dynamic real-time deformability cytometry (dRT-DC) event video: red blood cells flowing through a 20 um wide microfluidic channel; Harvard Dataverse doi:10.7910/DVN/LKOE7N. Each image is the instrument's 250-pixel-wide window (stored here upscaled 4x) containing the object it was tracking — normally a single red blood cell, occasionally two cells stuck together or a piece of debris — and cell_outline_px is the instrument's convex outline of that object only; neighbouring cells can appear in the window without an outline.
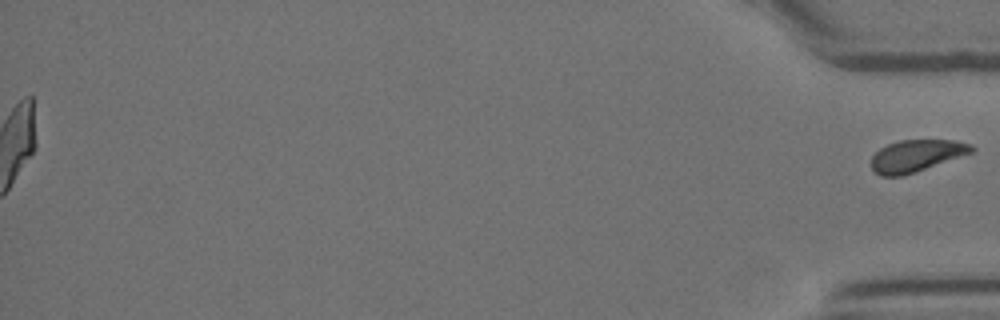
{"species": "Egyptian fruit bat (a non-hibernating species)", "species_latin": "Rousettus aegyptiacus", "temperature_condition": "room temperature", "stored_images_in_passage": 58, "segment_of_instrument_passage": [2, 2], "camera_frame_rate_fps": 3000, "um_per_image_px": 0.085, "animal": {"sex": "female"}, "frame": {"image": 1, "passage_image": 58, "time_ms": 19.0, "image_size_px": [1000, 320], "cell_outline_px": [[976, 148], [972, 152], [900, 176], [880, 176], [872, 168], [872, 156], [880, 148], [888, 144], [900, 140], [956, 140], [972, 144]], "centroid_in_image_um": [77.88, 13.21], "position_along_channel_um": 357.3, "area_um2": 18.21}}